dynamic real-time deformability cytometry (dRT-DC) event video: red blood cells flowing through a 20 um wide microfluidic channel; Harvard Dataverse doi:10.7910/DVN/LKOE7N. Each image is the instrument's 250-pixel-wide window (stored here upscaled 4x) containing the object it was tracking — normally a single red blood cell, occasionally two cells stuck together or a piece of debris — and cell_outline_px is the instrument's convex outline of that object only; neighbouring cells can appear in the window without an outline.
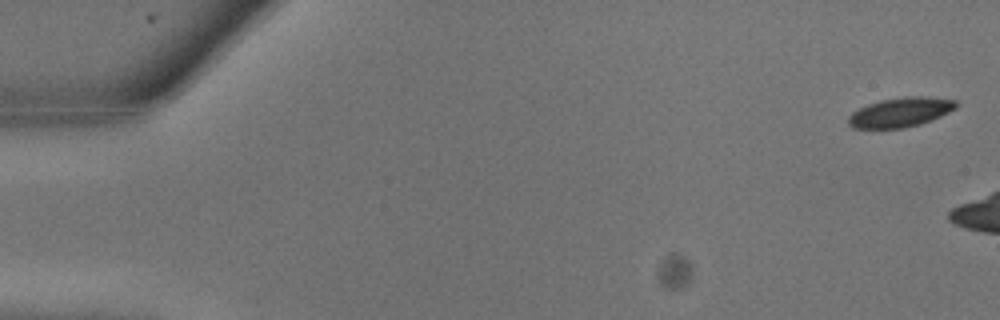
{"species": "common noctule bat (a hibernating species)", "species_latin": "Nyctalus noctula", "temperature_condition": "warm", "stored_images_in_passage": 4, "camera_frame_rate_fps": 3000, "um_per_image_px": 0.085, "animal": {"sex": "male", "body_mass_g": 13.3}, "frame": {"image": 1, "passage_image": 1, "time_ms": 0.0, "image_size_px": [1000, 320], "cell_outline_px": [[956, 108], [940, 116], [920, 124], [904, 128], [852, 128], [848, 124], [848, 116], [852, 112], [868, 104], [880, 100], [904, 96], [924, 96], [956, 100]], "centroid_in_image_um": [76.51, 9.54], "position_along_channel_um": 8.5, "area_um2": 18.44}}